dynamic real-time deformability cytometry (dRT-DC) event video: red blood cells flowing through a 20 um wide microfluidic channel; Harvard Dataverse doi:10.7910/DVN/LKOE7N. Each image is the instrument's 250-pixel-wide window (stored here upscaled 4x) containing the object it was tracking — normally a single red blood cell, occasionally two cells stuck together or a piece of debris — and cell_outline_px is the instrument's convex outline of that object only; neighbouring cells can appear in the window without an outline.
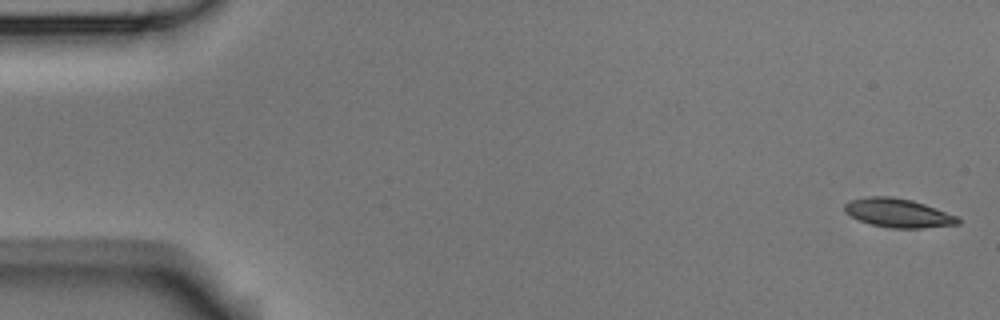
{"species": "Egyptian fruit bat (a non-hibernating species)", "species_latin": "Rousettus aegyptiacus", "temperature_condition": "room temperature", "stored_images_in_passage": 6, "camera_frame_rate_fps": 3000, "um_per_image_px": 0.085, "animal": {"sex": "male"}, "frame": {"image": 1, "passage_image": 1, "time_ms": 0.0, "image_size_px": [1000, 320], "cell_outline_px": [[960, 224], [920, 228], [892, 228], [872, 224], [860, 220], [844, 212], [844, 204], [848, 200], [864, 196], [892, 196], [912, 200], [936, 208], [956, 216], [960, 220]], "centroid_in_image_um": [76.3, 18.08], "position_along_channel_um": 8.7, "area_um2": 19.02}}